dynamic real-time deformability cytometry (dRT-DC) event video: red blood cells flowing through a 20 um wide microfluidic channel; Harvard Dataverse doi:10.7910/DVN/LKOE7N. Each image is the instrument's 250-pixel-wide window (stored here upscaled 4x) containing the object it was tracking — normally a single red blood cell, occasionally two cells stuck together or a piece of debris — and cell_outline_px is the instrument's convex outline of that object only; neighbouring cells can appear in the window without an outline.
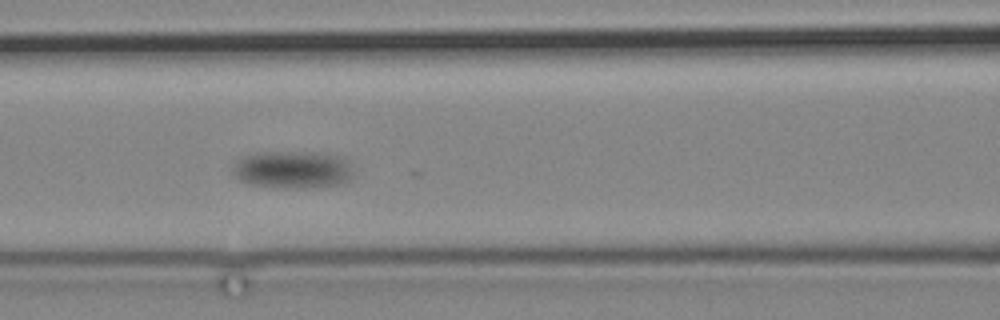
{"species": "common noctule bat (a hibernating species)", "species_latin": "Nyctalus noctula", "temperature_condition": "cold", "stored_images_in_passage": 4, "camera_frame_rate_fps": 3000, "um_per_image_px": 0.085, "animal": {"sex": "male", "body_mass_g": 19.2, "forearm_length_mm": 51.8}, "frame": {"image": 1, "passage_image": 3, "time_ms": 3.333, "image_size_px": [1000, 320], "cell_outline_px": [[356, 176], [340, 184], [320, 188], [280, 188], [248, 184], [240, 180], [232, 172], [232, 168], [236, 160], [244, 156], [256, 152], [324, 152], [344, 156], [352, 164]], "centroid_in_image_um": [24.96, 14.42], "position_along_channel_um": 141.6, "area_um2": 27.4}}